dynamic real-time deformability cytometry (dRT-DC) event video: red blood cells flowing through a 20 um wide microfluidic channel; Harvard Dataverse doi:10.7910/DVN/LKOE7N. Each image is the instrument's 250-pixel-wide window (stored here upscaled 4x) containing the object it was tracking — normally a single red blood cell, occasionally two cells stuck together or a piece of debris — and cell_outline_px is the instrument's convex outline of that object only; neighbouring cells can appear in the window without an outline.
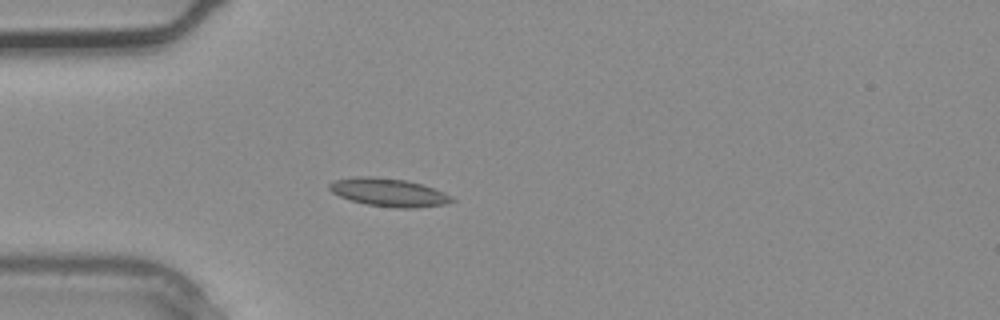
{"species": "common noctule bat (a hibernating species)", "species_latin": "Nyctalus noctula", "temperature_condition": "warm", "stored_images_in_passage": 3, "camera_frame_rate_fps": 3000, "um_per_image_px": 0.085, "animal": {"sex": "male", "body_mass_g": 20.4}, "frame": {"image": 1, "passage_image": 3, "time_ms": 0.667, "image_size_px": [1000, 320], "cell_outline_px": [[456, 200], [444, 204], [416, 208], [396, 208], [368, 204], [352, 200], [340, 196], [332, 192], [328, 188], [328, 184], [336, 180], [352, 176], [372, 176], [408, 180], [444, 192], [452, 196]], "centroid_in_image_um": [33.04, 16.34], "position_along_channel_um": 52.0, "area_um2": 20.0}}